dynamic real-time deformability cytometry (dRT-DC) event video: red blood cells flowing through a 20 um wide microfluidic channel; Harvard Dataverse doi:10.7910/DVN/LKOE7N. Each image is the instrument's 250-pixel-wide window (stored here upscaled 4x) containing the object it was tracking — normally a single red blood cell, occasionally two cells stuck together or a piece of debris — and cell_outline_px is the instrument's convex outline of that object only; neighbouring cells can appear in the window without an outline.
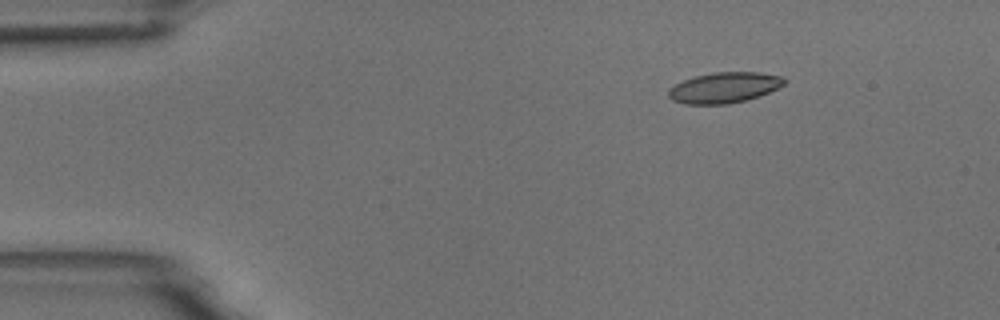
{"species": "common noctule bat (a hibernating species)", "species_latin": "Nyctalus noctula", "temperature_condition": "room temperature", "stored_images_in_passage": 6, "camera_frame_rate_fps": 3000, "um_per_image_px": 0.085, "animal": {"sex": "male", "body_mass_g": 18.8}, "frame": {"image": 1, "passage_image": 3, "time_ms": 2.333, "image_size_px": [1000, 320], "cell_outline_px": [[788, 80], [784, 84], [760, 96], [728, 104], [684, 104], [672, 100], [668, 96], [668, 88], [684, 80], [696, 76], [712, 72], [760, 72], [784, 76]], "centroid_in_image_um": [61.57, 7.44], "position_along_channel_um": 23.4, "area_um2": 20.75}}
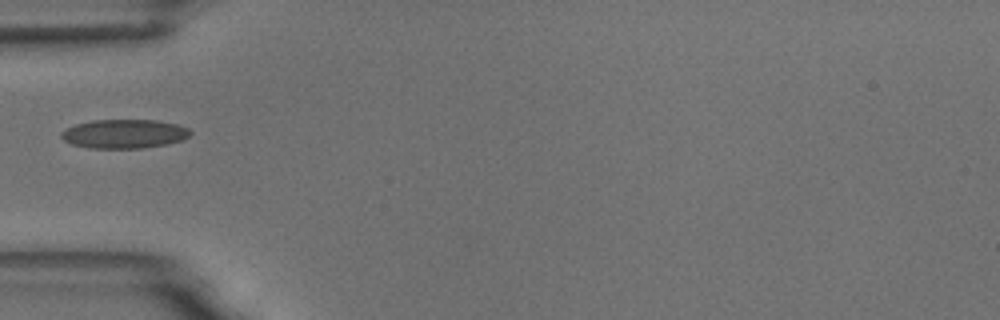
{"frame": {"image": 2, "passage_image": 6, "time_ms": 5.667, "image_size_px": [1000, 320], "cell_outline_px": [[192, 132], [184, 140], [168, 144], [144, 148], [92, 148], [72, 144], [64, 140], [60, 136], [60, 132], [76, 124], [92, 120], [156, 120], [176, 124], [188, 128]], "centroid_in_image_um": [10.58, 11.38], "position_along_channel_um": 74.4, "area_um2": 21.79}}